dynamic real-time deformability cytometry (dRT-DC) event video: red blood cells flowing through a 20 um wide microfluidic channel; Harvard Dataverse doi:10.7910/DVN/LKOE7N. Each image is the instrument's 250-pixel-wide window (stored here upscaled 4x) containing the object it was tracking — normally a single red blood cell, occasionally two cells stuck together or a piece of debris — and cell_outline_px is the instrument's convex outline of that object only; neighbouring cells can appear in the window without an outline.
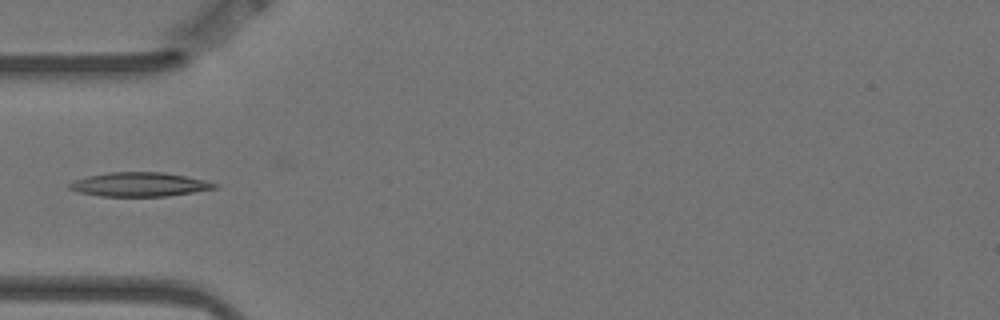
{"species": "Egyptian fruit bat (a non-hibernating species)", "species_latin": "Rousettus aegyptiacus", "temperature_condition": "warm", "stored_images_in_passage": 6, "camera_frame_rate_fps": 3000, "um_per_image_px": 0.085, "animal": {"sex": "female"}, "frame": {"image": 1, "passage_image": 4, "time_ms": 1.0, "image_size_px": [1000, 320], "cell_outline_px": [[220, 184], [216, 188], [168, 196], [100, 196], [80, 192], [68, 188], [68, 184], [72, 180], [88, 176], [108, 172], [164, 172], [204, 180]], "centroid_in_image_um": [11.83, 15.67], "position_along_channel_um": 73.2, "area_um2": 20.29}}
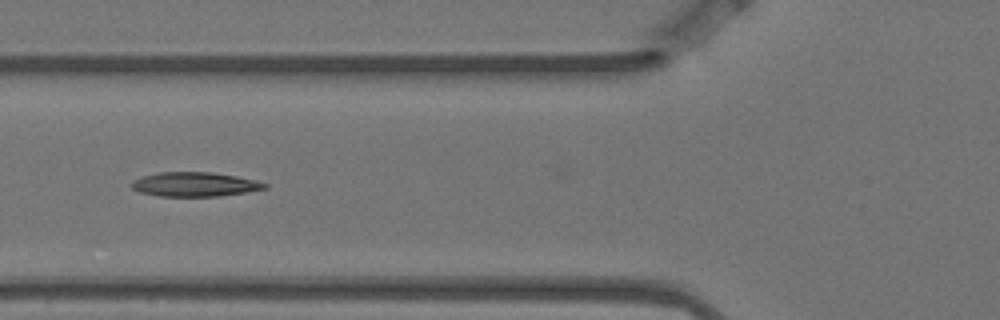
{"frame": {"image": 2, "passage_image": 5, "time_ms": 1.333, "image_size_px": [1000, 320], "cell_outline_px": [[268, 188], [248, 192], [220, 196], [160, 196], [140, 192], [132, 188], [128, 184], [132, 180], [144, 176], [160, 172], [212, 172], [236, 176], [256, 180], [268, 184]], "centroid_in_image_um": [16.56, 15.67], "position_along_channel_um": 109.2, "area_um2": 18.96}}
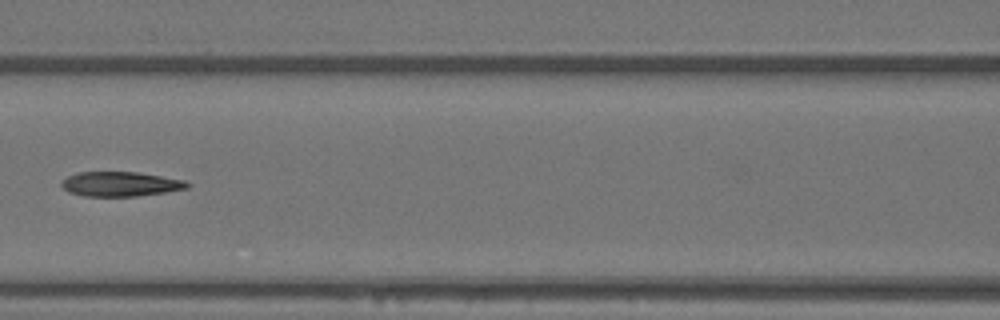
{"frame": {"image": 3, "passage_image": 6, "time_ms": 1.667, "image_size_px": [1000, 320], "cell_outline_px": [[192, 184], [188, 188], [164, 192], [136, 196], [84, 196], [68, 192], [60, 184], [60, 180], [76, 172], [136, 172], [184, 180]], "centroid_in_image_um": [10.2, 15.64], "position_along_channel_um": 156.4, "area_um2": 18.03}}